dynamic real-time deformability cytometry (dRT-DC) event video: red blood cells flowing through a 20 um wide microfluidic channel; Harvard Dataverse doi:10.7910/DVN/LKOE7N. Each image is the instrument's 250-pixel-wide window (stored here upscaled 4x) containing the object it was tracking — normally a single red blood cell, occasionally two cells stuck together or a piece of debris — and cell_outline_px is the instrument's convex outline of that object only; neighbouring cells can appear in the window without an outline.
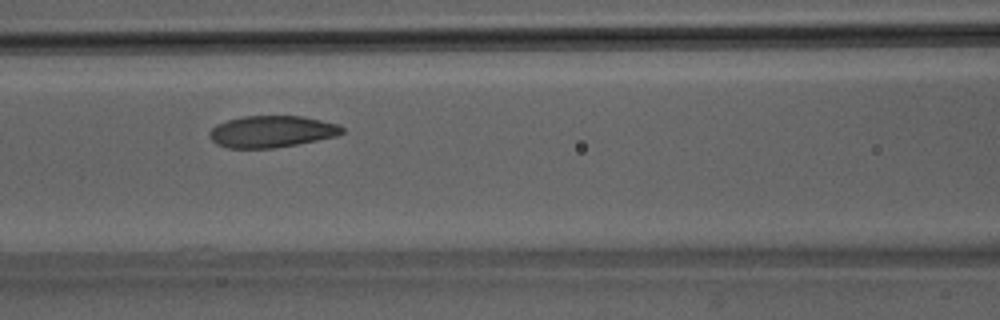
{"species": "Egyptian fruit bat (a non-hibernating species)", "species_latin": "Rousettus aegyptiacus", "temperature_condition": "room temperature", "stored_images_in_passage": 3, "camera_frame_rate_fps": 3000, "um_per_image_px": 0.085, "animal": {"sex": "male"}, "frame": {"image": 1, "passage_image": 3, "time_ms": 0.667, "image_size_px": [1000, 320], "cell_outline_px": [[344, 132], [336, 136], [276, 148], [228, 148], [216, 144], [208, 136], [208, 132], [216, 124], [228, 120], [244, 116], [300, 116], [340, 124], [344, 128]], "centroid_in_image_um": [23.07, 11.18], "position_along_channel_um": 143.5, "area_um2": 24.51}}